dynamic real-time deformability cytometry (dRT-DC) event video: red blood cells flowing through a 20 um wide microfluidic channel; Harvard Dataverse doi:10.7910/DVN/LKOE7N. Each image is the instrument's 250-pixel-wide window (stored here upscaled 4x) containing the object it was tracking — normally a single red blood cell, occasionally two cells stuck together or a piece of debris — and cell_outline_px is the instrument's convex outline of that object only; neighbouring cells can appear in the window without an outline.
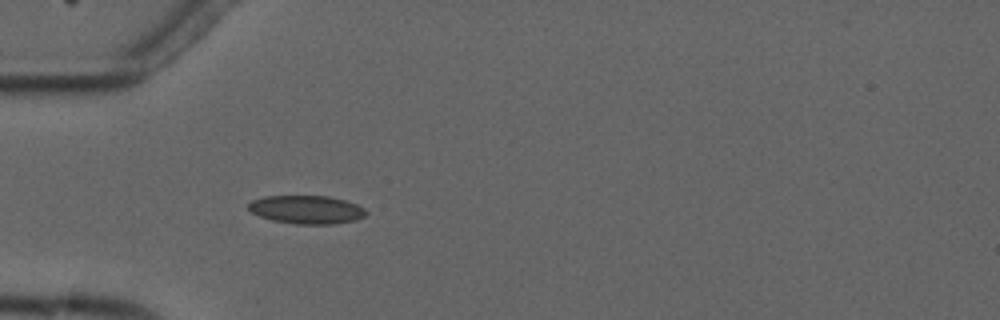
{"species": "common noctule bat (a hibernating species)", "species_latin": "Nyctalus noctula", "temperature_condition": "cold", "stored_images_in_passage": 4, "camera_frame_rate_fps": 3000, "um_per_image_px": 0.085, "animal": {"sex": "male", "forearm_length_mm": 52.5}, "frame": {"image": 1, "passage_image": 4, "time_ms": 3.0, "image_size_px": [1000, 320], "cell_outline_px": [[368, 212], [364, 216], [356, 220], [332, 224], [296, 224], [272, 220], [260, 216], [252, 212], [248, 208], [248, 204], [252, 200], [264, 196], [328, 196], [344, 200], [356, 204], [364, 208]], "centroid_in_image_um": [26.06, 17.81], "position_along_channel_um": 58.9, "area_um2": 19.36}}